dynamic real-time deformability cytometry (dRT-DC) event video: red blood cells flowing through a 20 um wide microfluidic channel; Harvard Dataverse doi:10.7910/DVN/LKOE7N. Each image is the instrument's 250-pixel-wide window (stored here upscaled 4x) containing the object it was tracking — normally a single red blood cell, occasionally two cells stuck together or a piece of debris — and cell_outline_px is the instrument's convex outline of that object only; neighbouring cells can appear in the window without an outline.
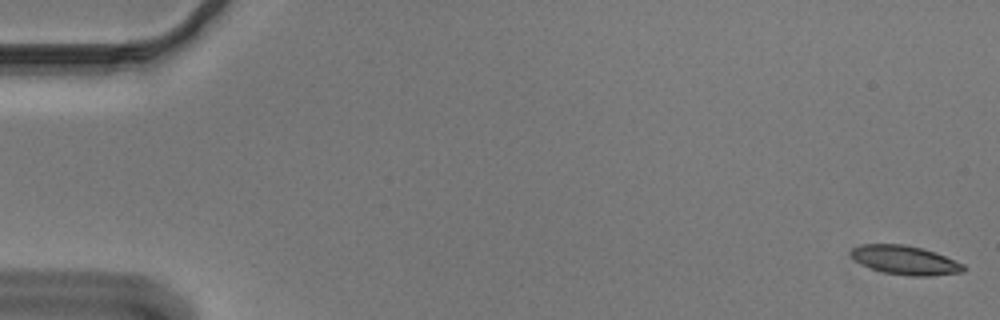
{"species": "Egyptian fruit bat (a non-hibernating species)", "species_latin": "Rousettus aegyptiacus", "temperature_condition": "cold", "stored_images_in_passage": 55, "camera_frame_rate_fps": 3000, "um_per_image_px": 0.085, "animal": {"sex": "male"}, "frame": {"image": 1, "passage_image": 1, "time_ms": 0.0, "image_size_px": [1000, 320], "cell_outline_px": [[964, 272], [932, 276], [912, 276], [884, 272], [860, 264], [848, 252], [852, 248], [860, 244], [904, 244], [936, 252], [964, 264]], "centroid_in_image_um": [76.93, 22.11], "position_along_channel_um": 8.1, "area_um2": 18.96}}
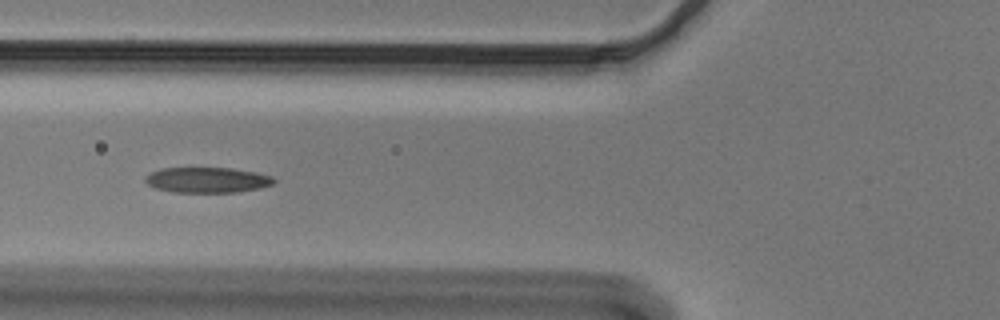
{"frame": {"image": 2, "passage_image": 21, "time_ms": 6.667, "image_size_px": [1000, 320], "cell_outline_px": [[276, 180], [272, 184], [260, 188], [236, 192], [172, 192], [156, 188], [148, 184], [144, 180], [152, 172], [160, 168], [232, 168], [256, 172], [272, 176]], "centroid_in_image_um": [17.64, 15.29], "position_along_channel_um": 108.2, "area_um2": 18.96}}
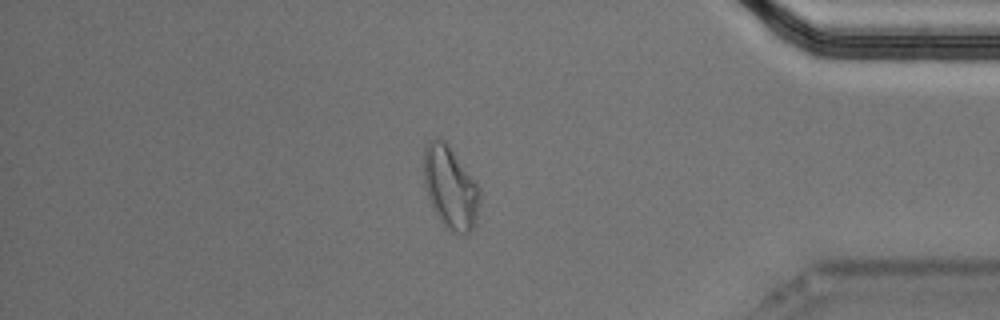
{"frame": {"image": 3, "passage_image": 47, "time_ms": 15.333, "image_size_px": [1000, 320], "cell_outline_px": [[480, 200], [476, 220], [472, 228], [464, 236], [452, 232], [444, 228], [432, 208], [424, 184], [424, 148], [428, 140], [444, 140], [448, 144], [476, 184], [480, 192]], "centroid_in_image_um": [38.26, 16.0], "position_along_channel_um": 396.9, "area_um2": 26.7}, "authors_computed_cell_mechanics": {"area_um2": 19.8832, "velocity_mm_per_s": 3.6503, "shape_relaxation_time_tau1_ms": 10.1039, "shape_relaxation_time_tau2_ms": 2.5994, "deformation_change_tau1": 0.2054, "deformation_change_tau2": 0.0889}}